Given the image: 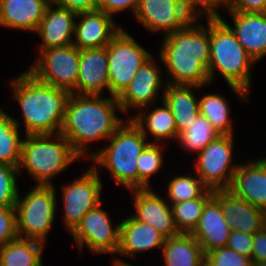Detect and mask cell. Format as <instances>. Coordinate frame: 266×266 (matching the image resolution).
<instances>
[{
    "label": "cell",
    "mask_w": 266,
    "mask_h": 266,
    "mask_svg": "<svg viewBox=\"0 0 266 266\" xmlns=\"http://www.w3.org/2000/svg\"><path fill=\"white\" fill-rule=\"evenodd\" d=\"M118 110L122 112L115 96L104 98L101 95L70 93L60 134L80 158L89 161L93 157L89 142L108 140L125 122L117 115Z\"/></svg>",
    "instance_id": "1"
},
{
    "label": "cell",
    "mask_w": 266,
    "mask_h": 266,
    "mask_svg": "<svg viewBox=\"0 0 266 266\" xmlns=\"http://www.w3.org/2000/svg\"><path fill=\"white\" fill-rule=\"evenodd\" d=\"M206 20L207 26L184 28L163 37L159 58L172 77L166 83L200 87L210 83V18Z\"/></svg>",
    "instance_id": "2"
},
{
    "label": "cell",
    "mask_w": 266,
    "mask_h": 266,
    "mask_svg": "<svg viewBox=\"0 0 266 266\" xmlns=\"http://www.w3.org/2000/svg\"><path fill=\"white\" fill-rule=\"evenodd\" d=\"M25 124V135L60 133L70 93L38 80L29 71L10 83Z\"/></svg>",
    "instance_id": "3"
},
{
    "label": "cell",
    "mask_w": 266,
    "mask_h": 266,
    "mask_svg": "<svg viewBox=\"0 0 266 266\" xmlns=\"http://www.w3.org/2000/svg\"><path fill=\"white\" fill-rule=\"evenodd\" d=\"M255 63L229 26L220 17L210 18V83L218 71L232 91L246 102L251 87V68Z\"/></svg>",
    "instance_id": "4"
},
{
    "label": "cell",
    "mask_w": 266,
    "mask_h": 266,
    "mask_svg": "<svg viewBox=\"0 0 266 266\" xmlns=\"http://www.w3.org/2000/svg\"><path fill=\"white\" fill-rule=\"evenodd\" d=\"M142 130L129 118L107 140L109 144L93 152L90 159L95 166H101L110 172L116 185L129 190L138 189L137 159L150 143Z\"/></svg>",
    "instance_id": "5"
},
{
    "label": "cell",
    "mask_w": 266,
    "mask_h": 266,
    "mask_svg": "<svg viewBox=\"0 0 266 266\" xmlns=\"http://www.w3.org/2000/svg\"><path fill=\"white\" fill-rule=\"evenodd\" d=\"M80 157L60 133L26 135L22 141L19 173L26 168L35 185L52 186V179Z\"/></svg>",
    "instance_id": "6"
},
{
    "label": "cell",
    "mask_w": 266,
    "mask_h": 266,
    "mask_svg": "<svg viewBox=\"0 0 266 266\" xmlns=\"http://www.w3.org/2000/svg\"><path fill=\"white\" fill-rule=\"evenodd\" d=\"M20 194L15 204L18 236L44 243L57 211L55 186L35 185L23 198Z\"/></svg>",
    "instance_id": "7"
},
{
    "label": "cell",
    "mask_w": 266,
    "mask_h": 266,
    "mask_svg": "<svg viewBox=\"0 0 266 266\" xmlns=\"http://www.w3.org/2000/svg\"><path fill=\"white\" fill-rule=\"evenodd\" d=\"M108 56L109 92L118 97L131 83L139 68L153 54L145 50L121 28L106 46Z\"/></svg>",
    "instance_id": "8"
},
{
    "label": "cell",
    "mask_w": 266,
    "mask_h": 266,
    "mask_svg": "<svg viewBox=\"0 0 266 266\" xmlns=\"http://www.w3.org/2000/svg\"><path fill=\"white\" fill-rule=\"evenodd\" d=\"M39 51L28 71L44 83L77 94L80 49L71 44Z\"/></svg>",
    "instance_id": "9"
},
{
    "label": "cell",
    "mask_w": 266,
    "mask_h": 266,
    "mask_svg": "<svg viewBox=\"0 0 266 266\" xmlns=\"http://www.w3.org/2000/svg\"><path fill=\"white\" fill-rule=\"evenodd\" d=\"M234 135H218L195 160V172L211 190L229 189L239 164L232 161ZM197 161V162H196Z\"/></svg>",
    "instance_id": "10"
},
{
    "label": "cell",
    "mask_w": 266,
    "mask_h": 266,
    "mask_svg": "<svg viewBox=\"0 0 266 266\" xmlns=\"http://www.w3.org/2000/svg\"><path fill=\"white\" fill-rule=\"evenodd\" d=\"M96 166L89 167L80 177L63 185L64 225L72 232L82 218L101 203L102 181Z\"/></svg>",
    "instance_id": "11"
},
{
    "label": "cell",
    "mask_w": 266,
    "mask_h": 266,
    "mask_svg": "<svg viewBox=\"0 0 266 266\" xmlns=\"http://www.w3.org/2000/svg\"><path fill=\"white\" fill-rule=\"evenodd\" d=\"M99 203L91 209L70 233L78 250L84 245L93 253L116 254L119 247L120 223L112 226L108 212L101 209Z\"/></svg>",
    "instance_id": "12"
},
{
    "label": "cell",
    "mask_w": 266,
    "mask_h": 266,
    "mask_svg": "<svg viewBox=\"0 0 266 266\" xmlns=\"http://www.w3.org/2000/svg\"><path fill=\"white\" fill-rule=\"evenodd\" d=\"M160 69V65L157 64L153 56L139 68L131 83L117 97L122 112L128 113L130 108L138 111L140 109H148V105L155 103L156 96L158 97L159 90H161L160 88H163V98L167 83L166 81H164L165 84L163 83Z\"/></svg>",
    "instance_id": "13"
},
{
    "label": "cell",
    "mask_w": 266,
    "mask_h": 266,
    "mask_svg": "<svg viewBox=\"0 0 266 266\" xmlns=\"http://www.w3.org/2000/svg\"><path fill=\"white\" fill-rule=\"evenodd\" d=\"M135 220L147 223L166 238L180 234L173 217L171 206L165 198L153 193L150 188L132 189Z\"/></svg>",
    "instance_id": "14"
},
{
    "label": "cell",
    "mask_w": 266,
    "mask_h": 266,
    "mask_svg": "<svg viewBox=\"0 0 266 266\" xmlns=\"http://www.w3.org/2000/svg\"><path fill=\"white\" fill-rule=\"evenodd\" d=\"M120 29L113 17L104 11L79 13L75 22L73 45L80 50L106 47Z\"/></svg>",
    "instance_id": "15"
},
{
    "label": "cell",
    "mask_w": 266,
    "mask_h": 266,
    "mask_svg": "<svg viewBox=\"0 0 266 266\" xmlns=\"http://www.w3.org/2000/svg\"><path fill=\"white\" fill-rule=\"evenodd\" d=\"M213 196L221 203L228 226L247 234H255L266 225V212L236 197L230 190H214Z\"/></svg>",
    "instance_id": "16"
},
{
    "label": "cell",
    "mask_w": 266,
    "mask_h": 266,
    "mask_svg": "<svg viewBox=\"0 0 266 266\" xmlns=\"http://www.w3.org/2000/svg\"><path fill=\"white\" fill-rule=\"evenodd\" d=\"M228 190L266 212V158L239 165Z\"/></svg>",
    "instance_id": "17"
},
{
    "label": "cell",
    "mask_w": 266,
    "mask_h": 266,
    "mask_svg": "<svg viewBox=\"0 0 266 266\" xmlns=\"http://www.w3.org/2000/svg\"><path fill=\"white\" fill-rule=\"evenodd\" d=\"M76 18L77 13L58 7L51 2L34 32L43 42L38 49L66 47L73 44Z\"/></svg>",
    "instance_id": "18"
},
{
    "label": "cell",
    "mask_w": 266,
    "mask_h": 266,
    "mask_svg": "<svg viewBox=\"0 0 266 266\" xmlns=\"http://www.w3.org/2000/svg\"><path fill=\"white\" fill-rule=\"evenodd\" d=\"M105 88L109 92L106 47L80 50L77 94L101 95Z\"/></svg>",
    "instance_id": "19"
},
{
    "label": "cell",
    "mask_w": 266,
    "mask_h": 266,
    "mask_svg": "<svg viewBox=\"0 0 266 266\" xmlns=\"http://www.w3.org/2000/svg\"><path fill=\"white\" fill-rule=\"evenodd\" d=\"M234 26H230L245 51L259 61L266 55V13H240L228 11Z\"/></svg>",
    "instance_id": "20"
},
{
    "label": "cell",
    "mask_w": 266,
    "mask_h": 266,
    "mask_svg": "<svg viewBox=\"0 0 266 266\" xmlns=\"http://www.w3.org/2000/svg\"><path fill=\"white\" fill-rule=\"evenodd\" d=\"M231 230L224 218L221 203L213 196L206 203L199 223L191 234L207 253L226 246Z\"/></svg>",
    "instance_id": "21"
},
{
    "label": "cell",
    "mask_w": 266,
    "mask_h": 266,
    "mask_svg": "<svg viewBox=\"0 0 266 266\" xmlns=\"http://www.w3.org/2000/svg\"><path fill=\"white\" fill-rule=\"evenodd\" d=\"M165 240L166 237L151 225L129 216L120 222L119 247L116 254L134 257L141 251L163 247Z\"/></svg>",
    "instance_id": "22"
},
{
    "label": "cell",
    "mask_w": 266,
    "mask_h": 266,
    "mask_svg": "<svg viewBox=\"0 0 266 266\" xmlns=\"http://www.w3.org/2000/svg\"><path fill=\"white\" fill-rule=\"evenodd\" d=\"M51 0H3L0 25L35 32Z\"/></svg>",
    "instance_id": "23"
},
{
    "label": "cell",
    "mask_w": 266,
    "mask_h": 266,
    "mask_svg": "<svg viewBox=\"0 0 266 266\" xmlns=\"http://www.w3.org/2000/svg\"><path fill=\"white\" fill-rule=\"evenodd\" d=\"M201 88L195 85H173L168 83L166 85L161 100H164L171 109L178 136L191 127V124L200 114L199 99L193 90Z\"/></svg>",
    "instance_id": "24"
},
{
    "label": "cell",
    "mask_w": 266,
    "mask_h": 266,
    "mask_svg": "<svg viewBox=\"0 0 266 266\" xmlns=\"http://www.w3.org/2000/svg\"><path fill=\"white\" fill-rule=\"evenodd\" d=\"M176 0H139L134 13L139 21L150 32H165L164 36L182 31L184 27L173 14Z\"/></svg>",
    "instance_id": "25"
},
{
    "label": "cell",
    "mask_w": 266,
    "mask_h": 266,
    "mask_svg": "<svg viewBox=\"0 0 266 266\" xmlns=\"http://www.w3.org/2000/svg\"><path fill=\"white\" fill-rule=\"evenodd\" d=\"M162 255L165 266H205V253L191 233L166 238Z\"/></svg>",
    "instance_id": "26"
},
{
    "label": "cell",
    "mask_w": 266,
    "mask_h": 266,
    "mask_svg": "<svg viewBox=\"0 0 266 266\" xmlns=\"http://www.w3.org/2000/svg\"><path fill=\"white\" fill-rule=\"evenodd\" d=\"M163 106L153 109L150 113L143 112L140 109L136 115L131 119L142 130L147 137L148 133L155 139L153 143H158L161 140L170 141V139H177V127L174 116L172 115L170 107L162 100ZM169 139V140H168Z\"/></svg>",
    "instance_id": "27"
},
{
    "label": "cell",
    "mask_w": 266,
    "mask_h": 266,
    "mask_svg": "<svg viewBox=\"0 0 266 266\" xmlns=\"http://www.w3.org/2000/svg\"><path fill=\"white\" fill-rule=\"evenodd\" d=\"M45 243L20 238L0 245V266H43Z\"/></svg>",
    "instance_id": "28"
},
{
    "label": "cell",
    "mask_w": 266,
    "mask_h": 266,
    "mask_svg": "<svg viewBox=\"0 0 266 266\" xmlns=\"http://www.w3.org/2000/svg\"><path fill=\"white\" fill-rule=\"evenodd\" d=\"M17 118L0 107V163L18 167L21 161L22 139Z\"/></svg>",
    "instance_id": "29"
},
{
    "label": "cell",
    "mask_w": 266,
    "mask_h": 266,
    "mask_svg": "<svg viewBox=\"0 0 266 266\" xmlns=\"http://www.w3.org/2000/svg\"><path fill=\"white\" fill-rule=\"evenodd\" d=\"M200 115L206 117L220 135H234L229 103L220 94H205L199 98Z\"/></svg>",
    "instance_id": "30"
},
{
    "label": "cell",
    "mask_w": 266,
    "mask_h": 266,
    "mask_svg": "<svg viewBox=\"0 0 266 266\" xmlns=\"http://www.w3.org/2000/svg\"><path fill=\"white\" fill-rule=\"evenodd\" d=\"M208 189L200 198L170 204L175 224L180 233H192L197 227L206 203L213 197Z\"/></svg>",
    "instance_id": "31"
},
{
    "label": "cell",
    "mask_w": 266,
    "mask_h": 266,
    "mask_svg": "<svg viewBox=\"0 0 266 266\" xmlns=\"http://www.w3.org/2000/svg\"><path fill=\"white\" fill-rule=\"evenodd\" d=\"M218 135L209 120L198 115L187 130L178 136L181 147L197 154L212 142Z\"/></svg>",
    "instance_id": "32"
},
{
    "label": "cell",
    "mask_w": 266,
    "mask_h": 266,
    "mask_svg": "<svg viewBox=\"0 0 266 266\" xmlns=\"http://www.w3.org/2000/svg\"><path fill=\"white\" fill-rule=\"evenodd\" d=\"M196 177L179 175L170 178L167 184L169 204L200 198L209 189L197 174Z\"/></svg>",
    "instance_id": "33"
},
{
    "label": "cell",
    "mask_w": 266,
    "mask_h": 266,
    "mask_svg": "<svg viewBox=\"0 0 266 266\" xmlns=\"http://www.w3.org/2000/svg\"><path fill=\"white\" fill-rule=\"evenodd\" d=\"M158 143H149L145 149L140 153L137 159L138 167V189L150 188V178L163 164L162 149Z\"/></svg>",
    "instance_id": "34"
},
{
    "label": "cell",
    "mask_w": 266,
    "mask_h": 266,
    "mask_svg": "<svg viewBox=\"0 0 266 266\" xmlns=\"http://www.w3.org/2000/svg\"><path fill=\"white\" fill-rule=\"evenodd\" d=\"M19 168L0 163V206H15L19 190Z\"/></svg>",
    "instance_id": "35"
},
{
    "label": "cell",
    "mask_w": 266,
    "mask_h": 266,
    "mask_svg": "<svg viewBox=\"0 0 266 266\" xmlns=\"http://www.w3.org/2000/svg\"><path fill=\"white\" fill-rule=\"evenodd\" d=\"M252 259L224 246L205 253V266H252Z\"/></svg>",
    "instance_id": "36"
},
{
    "label": "cell",
    "mask_w": 266,
    "mask_h": 266,
    "mask_svg": "<svg viewBox=\"0 0 266 266\" xmlns=\"http://www.w3.org/2000/svg\"><path fill=\"white\" fill-rule=\"evenodd\" d=\"M193 0H176L173 6L174 17L184 28H198L201 24H196L198 15L203 14Z\"/></svg>",
    "instance_id": "37"
},
{
    "label": "cell",
    "mask_w": 266,
    "mask_h": 266,
    "mask_svg": "<svg viewBox=\"0 0 266 266\" xmlns=\"http://www.w3.org/2000/svg\"><path fill=\"white\" fill-rule=\"evenodd\" d=\"M18 237L15 206H0V245Z\"/></svg>",
    "instance_id": "38"
},
{
    "label": "cell",
    "mask_w": 266,
    "mask_h": 266,
    "mask_svg": "<svg viewBox=\"0 0 266 266\" xmlns=\"http://www.w3.org/2000/svg\"><path fill=\"white\" fill-rule=\"evenodd\" d=\"M226 246L237 253L251 258L253 251V235L232 229Z\"/></svg>",
    "instance_id": "39"
},
{
    "label": "cell",
    "mask_w": 266,
    "mask_h": 266,
    "mask_svg": "<svg viewBox=\"0 0 266 266\" xmlns=\"http://www.w3.org/2000/svg\"><path fill=\"white\" fill-rule=\"evenodd\" d=\"M139 0H98V10L104 11L110 16L118 12L130 9L135 13Z\"/></svg>",
    "instance_id": "40"
},
{
    "label": "cell",
    "mask_w": 266,
    "mask_h": 266,
    "mask_svg": "<svg viewBox=\"0 0 266 266\" xmlns=\"http://www.w3.org/2000/svg\"><path fill=\"white\" fill-rule=\"evenodd\" d=\"M51 2L77 14L98 10V0H51Z\"/></svg>",
    "instance_id": "41"
},
{
    "label": "cell",
    "mask_w": 266,
    "mask_h": 266,
    "mask_svg": "<svg viewBox=\"0 0 266 266\" xmlns=\"http://www.w3.org/2000/svg\"><path fill=\"white\" fill-rule=\"evenodd\" d=\"M228 11L240 13H266V0H231Z\"/></svg>",
    "instance_id": "42"
},
{
    "label": "cell",
    "mask_w": 266,
    "mask_h": 266,
    "mask_svg": "<svg viewBox=\"0 0 266 266\" xmlns=\"http://www.w3.org/2000/svg\"><path fill=\"white\" fill-rule=\"evenodd\" d=\"M252 262L266 261V225L253 234Z\"/></svg>",
    "instance_id": "43"
},
{
    "label": "cell",
    "mask_w": 266,
    "mask_h": 266,
    "mask_svg": "<svg viewBox=\"0 0 266 266\" xmlns=\"http://www.w3.org/2000/svg\"><path fill=\"white\" fill-rule=\"evenodd\" d=\"M195 4L204 12L205 18H217L221 17L217 10L220 5L230 9L231 0H193Z\"/></svg>",
    "instance_id": "44"
},
{
    "label": "cell",
    "mask_w": 266,
    "mask_h": 266,
    "mask_svg": "<svg viewBox=\"0 0 266 266\" xmlns=\"http://www.w3.org/2000/svg\"><path fill=\"white\" fill-rule=\"evenodd\" d=\"M113 266H134L132 264L126 263L117 257V259L113 260Z\"/></svg>",
    "instance_id": "45"
},
{
    "label": "cell",
    "mask_w": 266,
    "mask_h": 266,
    "mask_svg": "<svg viewBox=\"0 0 266 266\" xmlns=\"http://www.w3.org/2000/svg\"><path fill=\"white\" fill-rule=\"evenodd\" d=\"M252 266H266V261H264V262H253Z\"/></svg>",
    "instance_id": "46"
}]
</instances>
